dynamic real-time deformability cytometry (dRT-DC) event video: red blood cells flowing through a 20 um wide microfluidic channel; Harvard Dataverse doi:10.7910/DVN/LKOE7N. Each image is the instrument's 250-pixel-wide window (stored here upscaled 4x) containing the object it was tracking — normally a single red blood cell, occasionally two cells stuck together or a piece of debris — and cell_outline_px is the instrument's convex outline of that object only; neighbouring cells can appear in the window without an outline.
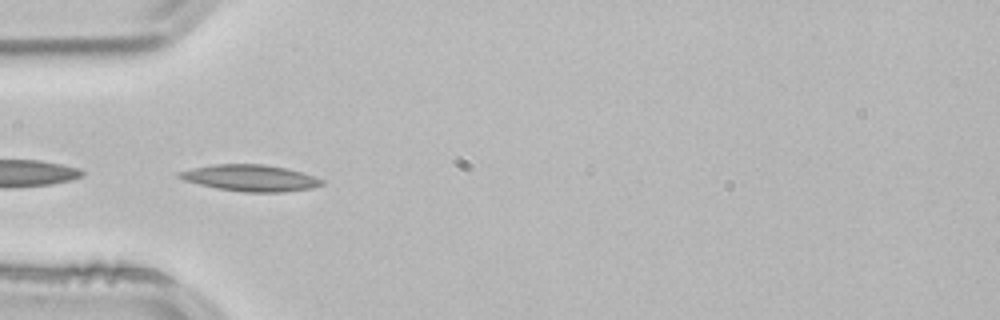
{"species": "common noctule bat (a hibernating species)", "species_latin": "Nyctalus noctula", "temperature_condition": "room temperature", "stored_images_in_passage": 31, "camera_frame_rate_fps": 3000, "um_per_image_px": 0.085, "animal": {"sex": "male", "body_mass_g": 21.5, "forearm_length_mm": 52.0}, "frame": {"image": 1, "passage_image": 16, "time_ms": 5.0, "image_size_px": [1000, 320], "cell_outline_px": [[324, 184], [312, 188], [284, 192], [244, 192], [216, 188], [184, 180], [176, 176], [180, 172], [192, 168], [212, 164], [264, 164], [288, 168], [324, 180]], "centroid_in_image_um": [21.29, 15.13], "position_along_channel_um": 63.7, "area_um2": 21.91}}
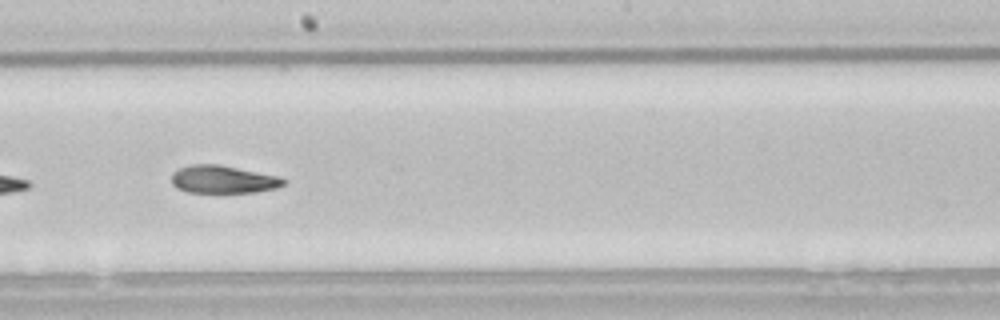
{"frame": {"image": 2, "passage_image": 29, "time_ms": 9.333, "image_size_px": [1000, 320], "cell_outline_px": [[288, 180], [284, 184], [276, 188], [256, 192], [220, 196], [188, 192], [176, 188], [172, 184], [172, 172], [180, 168], [192, 164], [220, 164], [280, 176]], "centroid_in_image_um": [18.97, 15.3], "position_along_channel_um": 229.2, "area_um2": 19.25}}